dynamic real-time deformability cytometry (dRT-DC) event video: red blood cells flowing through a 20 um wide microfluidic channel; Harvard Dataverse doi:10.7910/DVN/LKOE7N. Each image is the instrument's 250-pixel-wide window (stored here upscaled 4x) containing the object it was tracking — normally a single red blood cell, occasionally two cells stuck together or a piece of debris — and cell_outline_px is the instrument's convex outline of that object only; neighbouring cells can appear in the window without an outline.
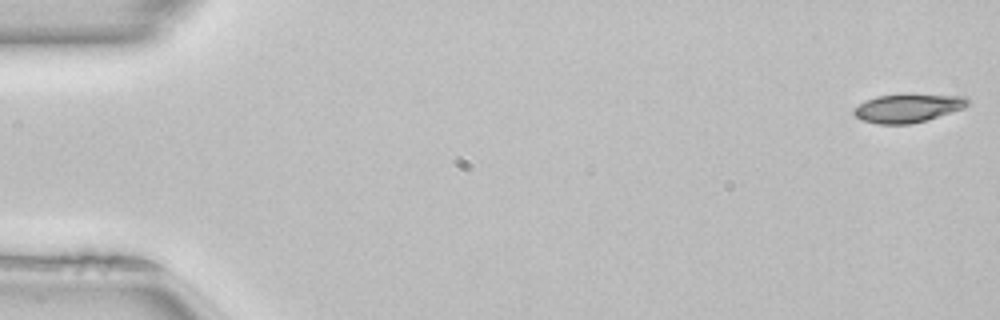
{"species": "common noctule bat (a hibernating species)", "species_latin": "Nyctalus noctula", "temperature_condition": "room temperature", "stored_images_in_passage": 49, "camera_frame_rate_fps": 3000, "um_per_image_px": 0.085, "animal": {"sex": "female", "body_mass_g": 22.7, "forearm_length_mm": 54.2}, "frame": {"image": 1, "passage_image": 1, "time_ms": 0.0, "image_size_px": [1000, 320], "cell_outline_px": [[968, 104], [964, 108], [912, 124], [876, 124], [860, 120], [852, 116], [852, 108], [864, 100], [876, 96], [968, 96]], "centroid_in_image_um": [77.05, 9.23], "position_along_channel_um": 8.0, "area_um2": 18.5}}